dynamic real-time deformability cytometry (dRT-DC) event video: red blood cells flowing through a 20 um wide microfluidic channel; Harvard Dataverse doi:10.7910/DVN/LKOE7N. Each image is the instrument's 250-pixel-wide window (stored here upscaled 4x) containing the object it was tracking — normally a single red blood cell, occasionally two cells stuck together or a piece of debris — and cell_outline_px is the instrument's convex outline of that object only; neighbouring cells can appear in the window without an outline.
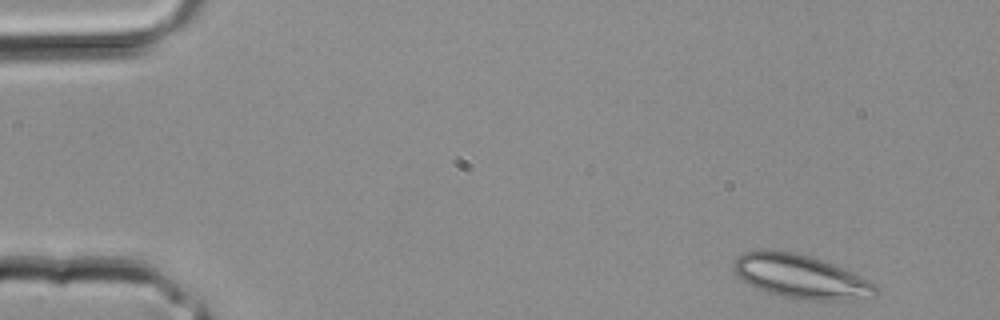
{"species": "common noctule bat (a hibernating species)", "species_latin": "Nyctalus noctula", "temperature_condition": "room temperature", "stored_images_in_passage": 2, "camera_frame_rate_fps": 3000, "um_per_image_px": 0.085, "animal": {"sex": "male", "body_mass_g": 20.4}, "frame": {"image": 1, "passage_image": 1, "time_ms": 0.0, "image_size_px": [1000, 320], "cell_outline_px": [[880, 292], [876, 296], [836, 300], [808, 300], [780, 296], [756, 288], [740, 280], [736, 276], [732, 268], [732, 264], [736, 256], [744, 252], [760, 248], [796, 252], [824, 260], [868, 280], [876, 284]], "centroid_in_image_um": [67.98, 23.48], "position_along_channel_um": 17.0, "area_um2": 36.59}}